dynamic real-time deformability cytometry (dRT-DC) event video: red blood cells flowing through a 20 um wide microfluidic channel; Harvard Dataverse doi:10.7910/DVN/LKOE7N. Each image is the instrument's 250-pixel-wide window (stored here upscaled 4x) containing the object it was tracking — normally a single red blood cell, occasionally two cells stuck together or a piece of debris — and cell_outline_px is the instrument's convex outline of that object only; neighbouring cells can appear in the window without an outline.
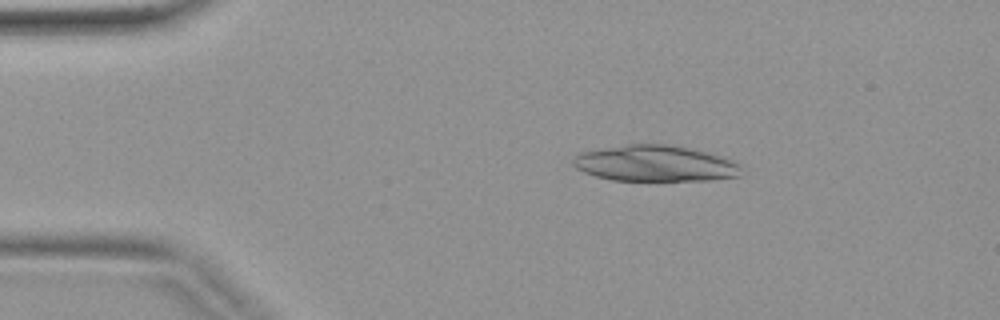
{"species": "common noctule bat (a hibernating species)", "species_latin": "Nyctalus noctula", "temperature_condition": "warm", "stored_images_in_passage": 3, "camera_frame_rate_fps": 3000, "um_per_image_px": 0.085, "animal": {"sex": "female", "body_mass_g": 19.9}, "frame": {"image": 1, "passage_image": 2, "time_ms": 0.333, "image_size_px": [1000, 320], "cell_outline_px": [[740, 176], [712, 180], [612, 180], [596, 176], [584, 172], [576, 168], [572, 164], [572, 160], [580, 152], [628, 144], [668, 144], [692, 148], [724, 156], [736, 160], [740, 164]], "centroid_in_image_um": [55.74, 13.89], "position_along_channel_um": 29.3, "area_um2": 35.55}}